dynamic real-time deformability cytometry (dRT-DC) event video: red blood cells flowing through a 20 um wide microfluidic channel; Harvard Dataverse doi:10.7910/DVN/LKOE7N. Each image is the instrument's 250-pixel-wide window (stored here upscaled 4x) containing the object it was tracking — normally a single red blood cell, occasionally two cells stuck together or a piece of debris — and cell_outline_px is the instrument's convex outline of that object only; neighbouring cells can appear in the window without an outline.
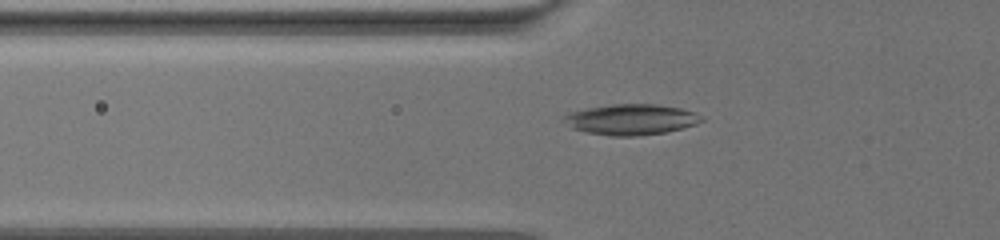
{"species": "common noctule bat (a hibernating species)", "species_latin": "Nyctalus noctula", "temperature_condition": "warm", "stored_images_in_passage": 57, "camera_frame_rate_fps": 3000, "um_per_image_px": 0.085, "animal": {"sex": "female", "body_mass_g": 19.5, "forearm_length_mm": 54.1}, "frame": {"image": 1, "passage_image": 12, "time_ms": 3.667, "image_size_px": [1000, 240], "cell_outline_px": [[704, 120], [696, 124], [684, 128], [664, 132], [636, 136], [608, 136], [584, 132], [572, 128], [560, 120], [568, 112], [608, 104], [656, 104], [680, 108], [696, 112]], "centroid_in_image_um": [53.6, 10.16], "position_along_channel_um": 72.2, "area_um2": 24.85}}
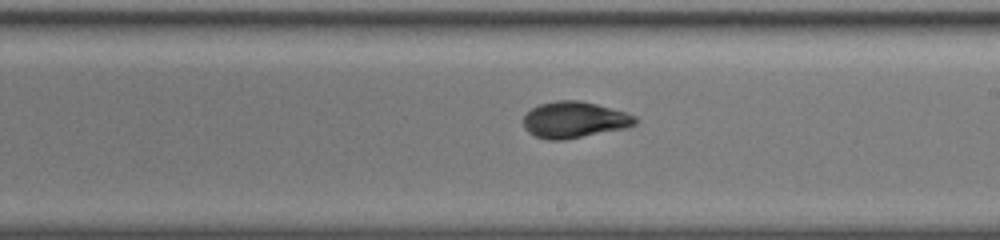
{"frame": {"image": 2, "passage_image": 29, "time_ms": 9.333, "image_size_px": [1000, 240], "cell_outline_px": [[636, 124], [628, 128], [564, 140], [548, 140], [536, 136], [528, 132], [524, 128], [524, 116], [532, 108], [540, 104], [556, 100], [580, 100], [628, 112], [636, 116]], "centroid_in_image_um": [48.85, 10.18], "position_along_channel_um": 240.1, "area_um2": 23.81}}
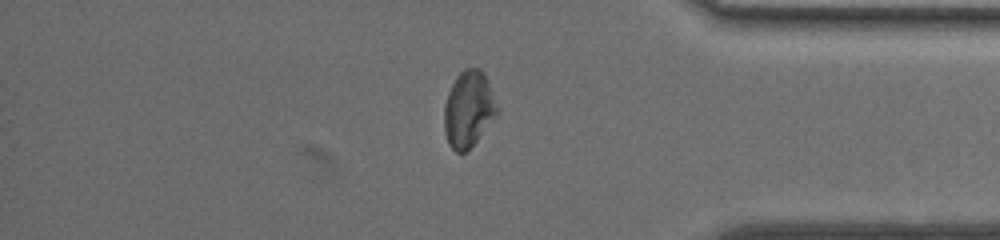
{"frame": {"image": 3, "passage_image": 46, "time_ms": 15.0, "image_size_px": [1000, 240], "cell_outline_px": [[500, 112], [468, 152], [456, 152], [448, 144], [444, 128], [444, 104], [448, 92], [456, 76], [464, 68], [480, 68], [484, 72], [488, 80], [500, 108]], "centroid_in_image_um": [39.86, 9.28], "position_along_channel_um": 395.3, "area_um2": 24.1}}